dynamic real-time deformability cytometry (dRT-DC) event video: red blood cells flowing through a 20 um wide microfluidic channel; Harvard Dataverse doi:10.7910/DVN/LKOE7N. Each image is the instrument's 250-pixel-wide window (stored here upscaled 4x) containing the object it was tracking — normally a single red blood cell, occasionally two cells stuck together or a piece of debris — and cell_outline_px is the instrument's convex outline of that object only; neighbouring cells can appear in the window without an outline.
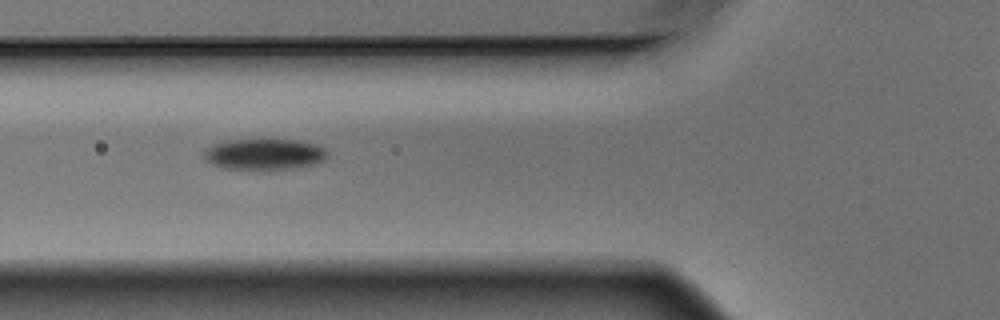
{"species": "Egyptian fruit bat (a non-hibernating species)", "species_latin": "Rousettus aegyptiacus", "temperature_condition": "warm", "stored_images_in_passage": 3, "camera_frame_rate_fps": 3000, "um_per_image_px": 0.085, "animal": {"sex": "male"}, "frame": {"image": 1, "passage_image": 2, "time_ms": 0.333, "image_size_px": [1000, 320], "cell_outline_px": [[328, 156], [324, 160], [316, 164], [268, 172], [224, 168], [212, 164], [204, 156], [204, 152], [212, 144], [228, 140], [296, 140], [316, 144], [324, 148], [328, 152]], "centroid_in_image_um": [22.5, 13.15], "position_along_channel_um": 103.3, "area_um2": 22.83}}
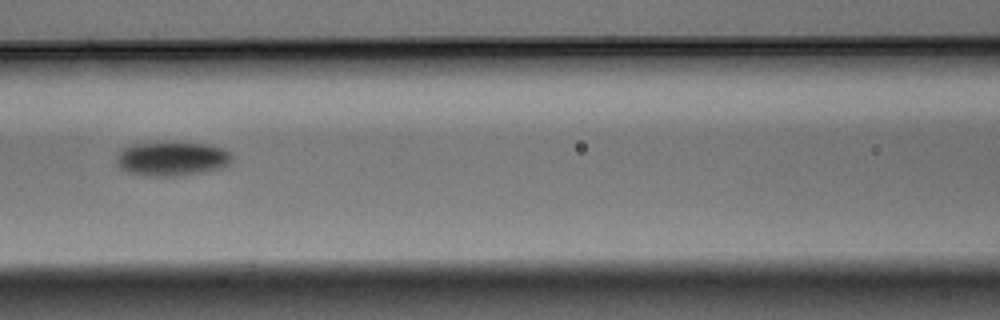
{"frame": {"image": 2, "passage_image": 3, "time_ms": 0.667, "image_size_px": [1000, 320], "cell_outline_px": [[232, 160], [224, 168], [180, 176], [156, 176], [128, 172], [120, 168], [116, 160], [120, 148], [132, 144], [208, 144], [224, 148], [232, 156]], "centroid_in_image_um": [14.63, 13.51], "position_along_channel_um": 152.0, "area_um2": 22.6}}